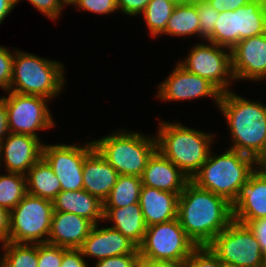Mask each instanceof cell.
Listing matches in <instances>:
<instances>
[{
  "mask_svg": "<svg viewBox=\"0 0 266 267\" xmlns=\"http://www.w3.org/2000/svg\"><path fill=\"white\" fill-rule=\"evenodd\" d=\"M16 5V0H0V24L10 14Z\"/></svg>",
  "mask_w": 266,
  "mask_h": 267,
  "instance_id": "obj_47",
  "label": "cell"
},
{
  "mask_svg": "<svg viewBox=\"0 0 266 267\" xmlns=\"http://www.w3.org/2000/svg\"><path fill=\"white\" fill-rule=\"evenodd\" d=\"M221 262L264 267L260 244L246 224L232 220L208 245Z\"/></svg>",
  "mask_w": 266,
  "mask_h": 267,
  "instance_id": "obj_10",
  "label": "cell"
},
{
  "mask_svg": "<svg viewBox=\"0 0 266 267\" xmlns=\"http://www.w3.org/2000/svg\"><path fill=\"white\" fill-rule=\"evenodd\" d=\"M218 108L229 127V148L254 158L266 140V105L230 90L221 94Z\"/></svg>",
  "mask_w": 266,
  "mask_h": 267,
  "instance_id": "obj_2",
  "label": "cell"
},
{
  "mask_svg": "<svg viewBox=\"0 0 266 267\" xmlns=\"http://www.w3.org/2000/svg\"><path fill=\"white\" fill-rule=\"evenodd\" d=\"M262 5H263V8H264V14H265V17H266V0H262Z\"/></svg>",
  "mask_w": 266,
  "mask_h": 267,
  "instance_id": "obj_52",
  "label": "cell"
},
{
  "mask_svg": "<svg viewBox=\"0 0 266 267\" xmlns=\"http://www.w3.org/2000/svg\"><path fill=\"white\" fill-rule=\"evenodd\" d=\"M180 0H151L142 13L151 36L159 37L165 32L166 25L174 8Z\"/></svg>",
  "mask_w": 266,
  "mask_h": 267,
  "instance_id": "obj_29",
  "label": "cell"
},
{
  "mask_svg": "<svg viewBox=\"0 0 266 267\" xmlns=\"http://www.w3.org/2000/svg\"><path fill=\"white\" fill-rule=\"evenodd\" d=\"M27 194L25 175L7 172L0 175V206L14 209Z\"/></svg>",
  "mask_w": 266,
  "mask_h": 267,
  "instance_id": "obj_30",
  "label": "cell"
},
{
  "mask_svg": "<svg viewBox=\"0 0 266 267\" xmlns=\"http://www.w3.org/2000/svg\"><path fill=\"white\" fill-rule=\"evenodd\" d=\"M0 267H38V244H1Z\"/></svg>",
  "mask_w": 266,
  "mask_h": 267,
  "instance_id": "obj_28",
  "label": "cell"
},
{
  "mask_svg": "<svg viewBox=\"0 0 266 267\" xmlns=\"http://www.w3.org/2000/svg\"><path fill=\"white\" fill-rule=\"evenodd\" d=\"M236 44L243 39L266 33V17L262 0H250L235 10Z\"/></svg>",
  "mask_w": 266,
  "mask_h": 267,
  "instance_id": "obj_25",
  "label": "cell"
},
{
  "mask_svg": "<svg viewBox=\"0 0 266 267\" xmlns=\"http://www.w3.org/2000/svg\"><path fill=\"white\" fill-rule=\"evenodd\" d=\"M184 267H221V261L208 246L196 247L184 262Z\"/></svg>",
  "mask_w": 266,
  "mask_h": 267,
  "instance_id": "obj_33",
  "label": "cell"
},
{
  "mask_svg": "<svg viewBox=\"0 0 266 267\" xmlns=\"http://www.w3.org/2000/svg\"><path fill=\"white\" fill-rule=\"evenodd\" d=\"M137 267H184L183 264L168 261H156L140 257Z\"/></svg>",
  "mask_w": 266,
  "mask_h": 267,
  "instance_id": "obj_46",
  "label": "cell"
},
{
  "mask_svg": "<svg viewBox=\"0 0 266 267\" xmlns=\"http://www.w3.org/2000/svg\"><path fill=\"white\" fill-rule=\"evenodd\" d=\"M95 224L79 248L85 258L93 257L96 261L109 257L139 254L138 247L119 231L111 227H98Z\"/></svg>",
  "mask_w": 266,
  "mask_h": 267,
  "instance_id": "obj_16",
  "label": "cell"
},
{
  "mask_svg": "<svg viewBox=\"0 0 266 267\" xmlns=\"http://www.w3.org/2000/svg\"><path fill=\"white\" fill-rule=\"evenodd\" d=\"M200 25V38L207 40L215 29V22L219 19L220 12L216 11L208 2L196 5Z\"/></svg>",
  "mask_w": 266,
  "mask_h": 267,
  "instance_id": "obj_32",
  "label": "cell"
},
{
  "mask_svg": "<svg viewBox=\"0 0 266 267\" xmlns=\"http://www.w3.org/2000/svg\"><path fill=\"white\" fill-rule=\"evenodd\" d=\"M142 180L137 176L119 175L109 196L103 202V208L127 207L139 203Z\"/></svg>",
  "mask_w": 266,
  "mask_h": 267,
  "instance_id": "obj_27",
  "label": "cell"
},
{
  "mask_svg": "<svg viewBox=\"0 0 266 267\" xmlns=\"http://www.w3.org/2000/svg\"><path fill=\"white\" fill-rule=\"evenodd\" d=\"M60 267H88V263L80 249L63 247V259Z\"/></svg>",
  "mask_w": 266,
  "mask_h": 267,
  "instance_id": "obj_40",
  "label": "cell"
},
{
  "mask_svg": "<svg viewBox=\"0 0 266 267\" xmlns=\"http://www.w3.org/2000/svg\"><path fill=\"white\" fill-rule=\"evenodd\" d=\"M28 194L53 201L61 192V183L53 169L42 157L25 174Z\"/></svg>",
  "mask_w": 266,
  "mask_h": 267,
  "instance_id": "obj_24",
  "label": "cell"
},
{
  "mask_svg": "<svg viewBox=\"0 0 266 267\" xmlns=\"http://www.w3.org/2000/svg\"><path fill=\"white\" fill-rule=\"evenodd\" d=\"M246 224L259 244H266V217L252 221H238Z\"/></svg>",
  "mask_w": 266,
  "mask_h": 267,
  "instance_id": "obj_41",
  "label": "cell"
},
{
  "mask_svg": "<svg viewBox=\"0 0 266 267\" xmlns=\"http://www.w3.org/2000/svg\"><path fill=\"white\" fill-rule=\"evenodd\" d=\"M233 220L252 221L266 217V175L254 171L231 204Z\"/></svg>",
  "mask_w": 266,
  "mask_h": 267,
  "instance_id": "obj_17",
  "label": "cell"
},
{
  "mask_svg": "<svg viewBox=\"0 0 266 267\" xmlns=\"http://www.w3.org/2000/svg\"><path fill=\"white\" fill-rule=\"evenodd\" d=\"M157 150L188 178L199 172L207 160L214 134L186 127L179 123L159 122L156 133Z\"/></svg>",
  "mask_w": 266,
  "mask_h": 267,
  "instance_id": "obj_3",
  "label": "cell"
},
{
  "mask_svg": "<svg viewBox=\"0 0 266 267\" xmlns=\"http://www.w3.org/2000/svg\"><path fill=\"white\" fill-rule=\"evenodd\" d=\"M72 6L95 14H111L118 10L117 0H76Z\"/></svg>",
  "mask_w": 266,
  "mask_h": 267,
  "instance_id": "obj_35",
  "label": "cell"
},
{
  "mask_svg": "<svg viewBox=\"0 0 266 267\" xmlns=\"http://www.w3.org/2000/svg\"><path fill=\"white\" fill-rule=\"evenodd\" d=\"M178 199V194L142 185L139 204L147 227L177 218Z\"/></svg>",
  "mask_w": 266,
  "mask_h": 267,
  "instance_id": "obj_21",
  "label": "cell"
},
{
  "mask_svg": "<svg viewBox=\"0 0 266 267\" xmlns=\"http://www.w3.org/2000/svg\"><path fill=\"white\" fill-rule=\"evenodd\" d=\"M221 267H241V266L233 263L221 262Z\"/></svg>",
  "mask_w": 266,
  "mask_h": 267,
  "instance_id": "obj_50",
  "label": "cell"
},
{
  "mask_svg": "<svg viewBox=\"0 0 266 267\" xmlns=\"http://www.w3.org/2000/svg\"><path fill=\"white\" fill-rule=\"evenodd\" d=\"M231 50L236 45V14L235 10L220 12L215 22L214 33L206 40Z\"/></svg>",
  "mask_w": 266,
  "mask_h": 267,
  "instance_id": "obj_31",
  "label": "cell"
},
{
  "mask_svg": "<svg viewBox=\"0 0 266 267\" xmlns=\"http://www.w3.org/2000/svg\"><path fill=\"white\" fill-rule=\"evenodd\" d=\"M53 202L26 194L10 211L9 241L20 244L47 243Z\"/></svg>",
  "mask_w": 266,
  "mask_h": 267,
  "instance_id": "obj_7",
  "label": "cell"
},
{
  "mask_svg": "<svg viewBox=\"0 0 266 267\" xmlns=\"http://www.w3.org/2000/svg\"><path fill=\"white\" fill-rule=\"evenodd\" d=\"M142 185L180 195L189 178L158 150L148 159Z\"/></svg>",
  "mask_w": 266,
  "mask_h": 267,
  "instance_id": "obj_18",
  "label": "cell"
},
{
  "mask_svg": "<svg viewBox=\"0 0 266 267\" xmlns=\"http://www.w3.org/2000/svg\"><path fill=\"white\" fill-rule=\"evenodd\" d=\"M81 145L43 144L42 157L59 179L61 191L83 189L84 160L95 148L92 140Z\"/></svg>",
  "mask_w": 266,
  "mask_h": 267,
  "instance_id": "obj_12",
  "label": "cell"
},
{
  "mask_svg": "<svg viewBox=\"0 0 266 267\" xmlns=\"http://www.w3.org/2000/svg\"><path fill=\"white\" fill-rule=\"evenodd\" d=\"M7 127V110L5 104V98L0 97V143L8 135Z\"/></svg>",
  "mask_w": 266,
  "mask_h": 267,
  "instance_id": "obj_45",
  "label": "cell"
},
{
  "mask_svg": "<svg viewBox=\"0 0 266 267\" xmlns=\"http://www.w3.org/2000/svg\"><path fill=\"white\" fill-rule=\"evenodd\" d=\"M42 149L43 143L39 138L8 133L0 143V168L3 160L6 172L25 175L42 158Z\"/></svg>",
  "mask_w": 266,
  "mask_h": 267,
  "instance_id": "obj_15",
  "label": "cell"
},
{
  "mask_svg": "<svg viewBox=\"0 0 266 267\" xmlns=\"http://www.w3.org/2000/svg\"><path fill=\"white\" fill-rule=\"evenodd\" d=\"M200 37L199 17L196 5L178 2L167 22L163 35Z\"/></svg>",
  "mask_w": 266,
  "mask_h": 267,
  "instance_id": "obj_26",
  "label": "cell"
},
{
  "mask_svg": "<svg viewBox=\"0 0 266 267\" xmlns=\"http://www.w3.org/2000/svg\"><path fill=\"white\" fill-rule=\"evenodd\" d=\"M235 80L266 79V33L246 38L231 49Z\"/></svg>",
  "mask_w": 266,
  "mask_h": 267,
  "instance_id": "obj_14",
  "label": "cell"
},
{
  "mask_svg": "<svg viewBox=\"0 0 266 267\" xmlns=\"http://www.w3.org/2000/svg\"><path fill=\"white\" fill-rule=\"evenodd\" d=\"M151 0H117L118 10L128 16L141 15Z\"/></svg>",
  "mask_w": 266,
  "mask_h": 267,
  "instance_id": "obj_39",
  "label": "cell"
},
{
  "mask_svg": "<svg viewBox=\"0 0 266 267\" xmlns=\"http://www.w3.org/2000/svg\"><path fill=\"white\" fill-rule=\"evenodd\" d=\"M177 218L188 238L197 246H208L233 220L231 203L198 187L191 180L179 195Z\"/></svg>",
  "mask_w": 266,
  "mask_h": 267,
  "instance_id": "obj_1",
  "label": "cell"
},
{
  "mask_svg": "<svg viewBox=\"0 0 266 267\" xmlns=\"http://www.w3.org/2000/svg\"><path fill=\"white\" fill-rule=\"evenodd\" d=\"M226 49L211 42L195 43L187 58L177 63L186 71L208 80L223 94L231 90L232 82L235 83L231 50Z\"/></svg>",
  "mask_w": 266,
  "mask_h": 267,
  "instance_id": "obj_9",
  "label": "cell"
},
{
  "mask_svg": "<svg viewBox=\"0 0 266 267\" xmlns=\"http://www.w3.org/2000/svg\"><path fill=\"white\" fill-rule=\"evenodd\" d=\"M53 202V212H68L90 220L94 225L104 221L103 202L86 190L61 191Z\"/></svg>",
  "mask_w": 266,
  "mask_h": 267,
  "instance_id": "obj_22",
  "label": "cell"
},
{
  "mask_svg": "<svg viewBox=\"0 0 266 267\" xmlns=\"http://www.w3.org/2000/svg\"><path fill=\"white\" fill-rule=\"evenodd\" d=\"M92 141L94 148L119 175L140 178L148 159L157 150L156 136L124 129Z\"/></svg>",
  "mask_w": 266,
  "mask_h": 267,
  "instance_id": "obj_6",
  "label": "cell"
},
{
  "mask_svg": "<svg viewBox=\"0 0 266 267\" xmlns=\"http://www.w3.org/2000/svg\"><path fill=\"white\" fill-rule=\"evenodd\" d=\"M140 254H126L96 261L94 267H137Z\"/></svg>",
  "mask_w": 266,
  "mask_h": 267,
  "instance_id": "obj_38",
  "label": "cell"
},
{
  "mask_svg": "<svg viewBox=\"0 0 266 267\" xmlns=\"http://www.w3.org/2000/svg\"><path fill=\"white\" fill-rule=\"evenodd\" d=\"M103 212L104 222H113L109 227L119 231L137 247L142 244L147 225L139 203L127 207L103 208Z\"/></svg>",
  "mask_w": 266,
  "mask_h": 267,
  "instance_id": "obj_23",
  "label": "cell"
},
{
  "mask_svg": "<svg viewBox=\"0 0 266 267\" xmlns=\"http://www.w3.org/2000/svg\"><path fill=\"white\" fill-rule=\"evenodd\" d=\"M0 45V88L6 92L12 79L14 51Z\"/></svg>",
  "mask_w": 266,
  "mask_h": 267,
  "instance_id": "obj_36",
  "label": "cell"
},
{
  "mask_svg": "<svg viewBox=\"0 0 266 267\" xmlns=\"http://www.w3.org/2000/svg\"><path fill=\"white\" fill-rule=\"evenodd\" d=\"M196 247L175 218L148 226L138 250L143 258L184 264Z\"/></svg>",
  "mask_w": 266,
  "mask_h": 267,
  "instance_id": "obj_8",
  "label": "cell"
},
{
  "mask_svg": "<svg viewBox=\"0 0 266 267\" xmlns=\"http://www.w3.org/2000/svg\"><path fill=\"white\" fill-rule=\"evenodd\" d=\"M94 224L79 215L53 212L47 243L64 248L79 249Z\"/></svg>",
  "mask_w": 266,
  "mask_h": 267,
  "instance_id": "obj_19",
  "label": "cell"
},
{
  "mask_svg": "<svg viewBox=\"0 0 266 267\" xmlns=\"http://www.w3.org/2000/svg\"><path fill=\"white\" fill-rule=\"evenodd\" d=\"M63 66L61 62L15 49L8 91L41 96L52 101L61 94L66 84Z\"/></svg>",
  "mask_w": 266,
  "mask_h": 267,
  "instance_id": "obj_5",
  "label": "cell"
},
{
  "mask_svg": "<svg viewBox=\"0 0 266 267\" xmlns=\"http://www.w3.org/2000/svg\"><path fill=\"white\" fill-rule=\"evenodd\" d=\"M260 248L263 254V264H264V267H266V244H260Z\"/></svg>",
  "mask_w": 266,
  "mask_h": 267,
  "instance_id": "obj_49",
  "label": "cell"
},
{
  "mask_svg": "<svg viewBox=\"0 0 266 267\" xmlns=\"http://www.w3.org/2000/svg\"><path fill=\"white\" fill-rule=\"evenodd\" d=\"M254 171L266 175V140L261 148V150L253 158ZM258 166V167H257Z\"/></svg>",
  "mask_w": 266,
  "mask_h": 267,
  "instance_id": "obj_44",
  "label": "cell"
},
{
  "mask_svg": "<svg viewBox=\"0 0 266 267\" xmlns=\"http://www.w3.org/2000/svg\"><path fill=\"white\" fill-rule=\"evenodd\" d=\"M63 259V247L50 243L38 244V267H60Z\"/></svg>",
  "mask_w": 266,
  "mask_h": 267,
  "instance_id": "obj_34",
  "label": "cell"
},
{
  "mask_svg": "<svg viewBox=\"0 0 266 267\" xmlns=\"http://www.w3.org/2000/svg\"><path fill=\"white\" fill-rule=\"evenodd\" d=\"M20 0H16V4ZM27 1V0H26ZM34 8L38 9L39 12L44 14L49 19H59L61 12L63 11L64 5L60 0H28Z\"/></svg>",
  "mask_w": 266,
  "mask_h": 267,
  "instance_id": "obj_37",
  "label": "cell"
},
{
  "mask_svg": "<svg viewBox=\"0 0 266 267\" xmlns=\"http://www.w3.org/2000/svg\"><path fill=\"white\" fill-rule=\"evenodd\" d=\"M5 97L7 127L9 133L24 134L39 138L37 131L55 126L48 107L50 100L36 95L7 91Z\"/></svg>",
  "mask_w": 266,
  "mask_h": 267,
  "instance_id": "obj_11",
  "label": "cell"
},
{
  "mask_svg": "<svg viewBox=\"0 0 266 267\" xmlns=\"http://www.w3.org/2000/svg\"><path fill=\"white\" fill-rule=\"evenodd\" d=\"M119 173L94 149L84 160L83 189L104 202Z\"/></svg>",
  "mask_w": 266,
  "mask_h": 267,
  "instance_id": "obj_20",
  "label": "cell"
},
{
  "mask_svg": "<svg viewBox=\"0 0 266 267\" xmlns=\"http://www.w3.org/2000/svg\"><path fill=\"white\" fill-rule=\"evenodd\" d=\"M253 172V157L230 148L219 156L212 154L211 150L207 160L191 181L202 189L222 196L232 204L241 186Z\"/></svg>",
  "mask_w": 266,
  "mask_h": 267,
  "instance_id": "obj_4",
  "label": "cell"
},
{
  "mask_svg": "<svg viewBox=\"0 0 266 267\" xmlns=\"http://www.w3.org/2000/svg\"><path fill=\"white\" fill-rule=\"evenodd\" d=\"M10 234V211L0 206V243L9 241Z\"/></svg>",
  "mask_w": 266,
  "mask_h": 267,
  "instance_id": "obj_43",
  "label": "cell"
},
{
  "mask_svg": "<svg viewBox=\"0 0 266 267\" xmlns=\"http://www.w3.org/2000/svg\"><path fill=\"white\" fill-rule=\"evenodd\" d=\"M165 81L159 84L157 98L164 101H181L204 97L214 99L218 106L221 92L208 80L186 71L181 65L176 64Z\"/></svg>",
  "mask_w": 266,
  "mask_h": 267,
  "instance_id": "obj_13",
  "label": "cell"
},
{
  "mask_svg": "<svg viewBox=\"0 0 266 267\" xmlns=\"http://www.w3.org/2000/svg\"><path fill=\"white\" fill-rule=\"evenodd\" d=\"M62 2V4L66 7V5H73V3L76 1V0H60Z\"/></svg>",
  "mask_w": 266,
  "mask_h": 267,
  "instance_id": "obj_51",
  "label": "cell"
},
{
  "mask_svg": "<svg viewBox=\"0 0 266 267\" xmlns=\"http://www.w3.org/2000/svg\"><path fill=\"white\" fill-rule=\"evenodd\" d=\"M250 0H209L208 3L218 12L236 10L246 5Z\"/></svg>",
  "mask_w": 266,
  "mask_h": 267,
  "instance_id": "obj_42",
  "label": "cell"
},
{
  "mask_svg": "<svg viewBox=\"0 0 266 267\" xmlns=\"http://www.w3.org/2000/svg\"><path fill=\"white\" fill-rule=\"evenodd\" d=\"M209 0H180V2L184 3V4H188V5H198L201 3H206Z\"/></svg>",
  "mask_w": 266,
  "mask_h": 267,
  "instance_id": "obj_48",
  "label": "cell"
}]
</instances>
